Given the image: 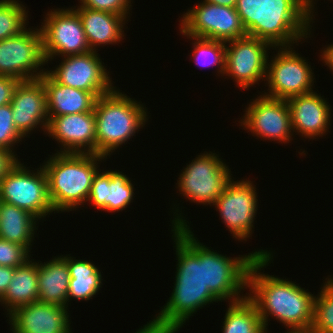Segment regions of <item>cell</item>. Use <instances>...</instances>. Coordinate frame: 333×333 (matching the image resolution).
Here are the masks:
<instances>
[{
	"instance_id": "6da1fadb",
	"label": "cell",
	"mask_w": 333,
	"mask_h": 333,
	"mask_svg": "<svg viewBox=\"0 0 333 333\" xmlns=\"http://www.w3.org/2000/svg\"><path fill=\"white\" fill-rule=\"evenodd\" d=\"M273 258L257 257L251 263L247 276L250 292L245 294L256 306L266 331L269 317H274L288 332H309L313 323L315 295L288 278L261 272L273 263Z\"/></svg>"
},
{
	"instance_id": "7a4b0ae2",
	"label": "cell",
	"mask_w": 333,
	"mask_h": 333,
	"mask_svg": "<svg viewBox=\"0 0 333 333\" xmlns=\"http://www.w3.org/2000/svg\"><path fill=\"white\" fill-rule=\"evenodd\" d=\"M171 232L177 260L171 296L161 311L135 333H177L198 310L219 301L205 286V261Z\"/></svg>"
},
{
	"instance_id": "3957f363",
	"label": "cell",
	"mask_w": 333,
	"mask_h": 333,
	"mask_svg": "<svg viewBox=\"0 0 333 333\" xmlns=\"http://www.w3.org/2000/svg\"><path fill=\"white\" fill-rule=\"evenodd\" d=\"M235 9L247 35L273 47L295 48L294 44L312 37L315 21L303 0H237Z\"/></svg>"
},
{
	"instance_id": "277c9868",
	"label": "cell",
	"mask_w": 333,
	"mask_h": 333,
	"mask_svg": "<svg viewBox=\"0 0 333 333\" xmlns=\"http://www.w3.org/2000/svg\"><path fill=\"white\" fill-rule=\"evenodd\" d=\"M176 205L172 207V229L203 261H205V286L221 301L229 303L238 302L247 297L243 295L247 289V276L251 263L257 257L273 256V251L255 249L248 255L228 257L220 254L201 243L191 231L189 222L182 215V208ZM177 207V208H176ZM181 211H180V210ZM181 212V213H180ZM179 213V214H178ZM175 214V215H174ZM189 225V226H188ZM195 236V237H194ZM243 290V291H242ZM242 293V294H241ZM241 294V295H240Z\"/></svg>"
},
{
	"instance_id": "5b68a950",
	"label": "cell",
	"mask_w": 333,
	"mask_h": 333,
	"mask_svg": "<svg viewBox=\"0 0 333 333\" xmlns=\"http://www.w3.org/2000/svg\"><path fill=\"white\" fill-rule=\"evenodd\" d=\"M48 156L42 167L47 176L53 213L74 211L86 205L93 178L100 169L99 164L108 158L81 153H55Z\"/></svg>"
},
{
	"instance_id": "8992f818",
	"label": "cell",
	"mask_w": 333,
	"mask_h": 333,
	"mask_svg": "<svg viewBox=\"0 0 333 333\" xmlns=\"http://www.w3.org/2000/svg\"><path fill=\"white\" fill-rule=\"evenodd\" d=\"M116 88L98 97L94 107L96 154L106 158L136 136L149 119L145 104Z\"/></svg>"
},
{
	"instance_id": "52a82bcc",
	"label": "cell",
	"mask_w": 333,
	"mask_h": 333,
	"mask_svg": "<svg viewBox=\"0 0 333 333\" xmlns=\"http://www.w3.org/2000/svg\"><path fill=\"white\" fill-rule=\"evenodd\" d=\"M215 151L200 153L183 167L175 186L191 203L213 206L232 179L229 166Z\"/></svg>"
},
{
	"instance_id": "ba28073f",
	"label": "cell",
	"mask_w": 333,
	"mask_h": 333,
	"mask_svg": "<svg viewBox=\"0 0 333 333\" xmlns=\"http://www.w3.org/2000/svg\"><path fill=\"white\" fill-rule=\"evenodd\" d=\"M18 160L0 180V201L29 211L42 221L54 211L44 168L31 170ZM37 170V171H36Z\"/></svg>"
},
{
	"instance_id": "9c48e42d",
	"label": "cell",
	"mask_w": 333,
	"mask_h": 333,
	"mask_svg": "<svg viewBox=\"0 0 333 333\" xmlns=\"http://www.w3.org/2000/svg\"><path fill=\"white\" fill-rule=\"evenodd\" d=\"M278 50L271 60L268 58L265 87L262 95L270 98L285 99L313 92L314 68L292 46L274 47ZM309 63V64H308ZM313 69V70H312ZM267 84V85H266ZM268 91V92H267Z\"/></svg>"
},
{
	"instance_id": "30bf717a",
	"label": "cell",
	"mask_w": 333,
	"mask_h": 333,
	"mask_svg": "<svg viewBox=\"0 0 333 333\" xmlns=\"http://www.w3.org/2000/svg\"><path fill=\"white\" fill-rule=\"evenodd\" d=\"M46 64L39 27H28L19 35L0 41V76L19 81L37 79L45 73Z\"/></svg>"
},
{
	"instance_id": "8fae6325",
	"label": "cell",
	"mask_w": 333,
	"mask_h": 333,
	"mask_svg": "<svg viewBox=\"0 0 333 333\" xmlns=\"http://www.w3.org/2000/svg\"><path fill=\"white\" fill-rule=\"evenodd\" d=\"M181 16L179 28L192 37L227 42L247 36L235 7L201 1Z\"/></svg>"
},
{
	"instance_id": "7c38bea8",
	"label": "cell",
	"mask_w": 333,
	"mask_h": 333,
	"mask_svg": "<svg viewBox=\"0 0 333 333\" xmlns=\"http://www.w3.org/2000/svg\"><path fill=\"white\" fill-rule=\"evenodd\" d=\"M45 14L39 28L47 63L56 57L61 59L64 56L91 51L81 19L72 7L52 8Z\"/></svg>"
},
{
	"instance_id": "4fadbf2b",
	"label": "cell",
	"mask_w": 333,
	"mask_h": 333,
	"mask_svg": "<svg viewBox=\"0 0 333 333\" xmlns=\"http://www.w3.org/2000/svg\"><path fill=\"white\" fill-rule=\"evenodd\" d=\"M248 179H231L213 204L222 222L238 241H247L254 232L258 210L256 185Z\"/></svg>"
},
{
	"instance_id": "5bb4252c",
	"label": "cell",
	"mask_w": 333,
	"mask_h": 333,
	"mask_svg": "<svg viewBox=\"0 0 333 333\" xmlns=\"http://www.w3.org/2000/svg\"><path fill=\"white\" fill-rule=\"evenodd\" d=\"M224 76L233 79L236 87L249 90L264 81L267 72L269 51L274 47L268 42L251 36L225 42Z\"/></svg>"
},
{
	"instance_id": "9a60e30c",
	"label": "cell",
	"mask_w": 333,
	"mask_h": 333,
	"mask_svg": "<svg viewBox=\"0 0 333 333\" xmlns=\"http://www.w3.org/2000/svg\"><path fill=\"white\" fill-rule=\"evenodd\" d=\"M251 100L245 107L243 118L238 122L239 126L263 141L291 143L295 133L292 129L287 100L270 98L262 94Z\"/></svg>"
},
{
	"instance_id": "2e32d148",
	"label": "cell",
	"mask_w": 333,
	"mask_h": 333,
	"mask_svg": "<svg viewBox=\"0 0 333 333\" xmlns=\"http://www.w3.org/2000/svg\"><path fill=\"white\" fill-rule=\"evenodd\" d=\"M99 56L96 51L64 56L59 65L53 67V70L46 68V72L57 83L95 93L100 97L116 86Z\"/></svg>"
},
{
	"instance_id": "e0dca14e",
	"label": "cell",
	"mask_w": 333,
	"mask_h": 333,
	"mask_svg": "<svg viewBox=\"0 0 333 333\" xmlns=\"http://www.w3.org/2000/svg\"><path fill=\"white\" fill-rule=\"evenodd\" d=\"M45 134L60 143L56 153L96 154L94 111L49 117Z\"/></svg>"
},
{
	"instance_id": "ac0fdd59",
	"label": "cell",
	"mask_w": 333,
	"mask_h": 333,
	"mask_svg": "<svg viewBox=\"0 0 333 333\" xmlns=\"http://www.w3.org/2000/svg\"><path fill=\"white\" fill-rule=\"evenodd\" d=\"M10 105L13 122L25 138L39 127L46 133L49 116L46 89L41 78L19 81Z\"/></svg>"
},
{
	"instance_id": "d6986e66",
	"label": "cell",
	"mask_w": 333,
	"mask_h": 333,
	"mask_svg": "<svg viewBox=\"0 0 333 333\" xmlns=\"http://www.w3.org/2000/svg\"><path fill=\"white\" fill-rule=\"evenodd\" d=\"M68 307L34 302L20 306L7 318L11 333H73Z\"/></svg>"
},
{
	"instance_id": "ffe728a7",
	"label": "cell",
	"mask_w": 333,
	"mask_h": 333,
	"mask_svg": "<svg viewBox=\"0 0 333 333\" xmlns=\"http://www.w3.org/2000/svg\"><path fill=\"white\" fill-rule=\"evenodd\" d=\"M323 97L317 91H313L287 99L293 132L299 137L302 136V140L319 139L329 132L333 111L332 106Z\"/></svg>"
},
{
	"instance_id": "44dd1931",
	"label": "cell",
	"mask_w": 333,
	"mask_h": 333,
	"mask_svg": "<svg viewBox=\"0 0 333 333\" xmlns=\"http://www.w3.org/2000/svg\"><path fill=\"white\" fill-rule=\"evenodd\" d=\"M99 169L93 178L87 199L98 211L110 213L125 210L134 200V185L131 178L119 170ZM100 209V210H99Z\"/></svg>"
},
{
	"instance_id": "7402d4cb",
	"label": "cell",
	"mask_w": 333,
	"mask_h": 333,
	"mask_svg": "<svg viewBox=\"0 0 333 333\" xmlns=\"http://www.w3.org/2000/svg\"><path fill=\"white\" fill-rule=\"evenodd\" d=\"M78 13L86 40L91 51L98 52V48L105 45L121 43L125 38L124 30L127 19L105 11L91 10L85 7L72 6ZM125 26V27H124ZM121 41V42H120Z\"/></svg>"
},
{
	"instance_id": "603a6c76",
	"label": "cell",
	"mask_w": 333,
	"mask_h": 333,
	"mask_svg": "<svg viewBox=\"0 0 333 333\" xmlns=\"http://www.w3.org/2000/svg\"><path fill=\"white\" fill-rule=\"evenodd\" d=\"M40 78L46 89L49 117L94 111L98 99L95 93L57 83L46 71Z\"/></svg>"
},
{
	"instance_id": "cb8c5ba5",
	"label": "cell",
	"mask_w": 333,
	"mask_h": 333,
	"mask_svg": "<svg viewBox=\"0 0 333 333\" xmlns=\"http://www.w3.org/2000/svg\"><path fill=\"white\" fill-rule=\"evenodd\" d=\"M40 263V264H39ZM38 301L42 303L68 305L70 274L67 254L58 255L42 263L37 261Z\"/></svg>"
},
{
	"instance_id": "d4e9b609",
	"label": "cell",
	"mask_w": 333,
	"mask_h": 333,
	"mask_svg": "<svg viewBox=\"0 0 333 333\" xmlns=\"http://www.w3.org/2000/svg\"><path fill=\"white\" fill-rule=\"evenodd\" d=\"M39 219L22 208L0 201V238L24 246L30 253ZM38 222V224H37Z\"/></svg>"
},
{
	"instance_id": "484cf974",
	"label": "cell",
	"mask_w": 333,
	"mask_h": 333,
	"mask_svg": "<svg viewBox=\"0 0 333 333\" xmlns=\"http://www.w3.org/2000/svg\"><path fill=\"white\" fill-rule=\"evenodd\" d=\"M37 301V262L30 258L24 264L15 268L9 287L0 299V304L7 310L5 311L7 317L16 308Z\"/></svg>"
},
{
	"instance_id": "4316f807",
	"label": "cell",
	"mask_w": 333,
	"mask_h": 333,
	"mask_svg": "<svg viewBox=\"0 0 333 333\" xmlns=\"http://www.w3.org/2000/svg\"><path fill=\"white\" fill-rule=\"evenodd\" d=\"M67 255V266L70 274L68 285V303L75 300L89 301L100 291L103 279L100 268L84 259Z\"/></svg>"
},
{
	"instance_id": "83f0119b",
	"label": "cell",
	"mask_w": 333,
	"mask_h": 333,
	"mask_svg": "<svg viewBox=\"0 0 333 333\" xmlns=\"http://www.w3.org/2000/svg\"><path fill=\"white\" fill-rule=\"evenodd\" d=\"M222 333H265L256 306L246 297L229 303L222 324Z\"/></svg>"
},
{
	"instance_id": "f1b7e54d",
	"label": "cell",
	"mask_w": 333,
	"mask_h": 333,
	"mask_svg": "<svg viewBox=\"0 0 333 333\" xmlns=\"http://www.w3.org/2000/svg\"><path fill=\"white\" fill-rule=\"evenodd\" d=\"M180 35L185 36L187 39L192 40V54L194 62L197 66L201 68L205 67H217V75L222 76L225 70V42L205 39L199 37H192L186 35L180 28ZM194 40V41H193ZM203 66V67H202Z\"/></svg>"
},
{
	"instance_id": "f546056e",
	"label": "cell",
	"mask_w": 333,
	"mask_h": 333,
	"mask_svg": "<svg viewBox=\"0 0 333 333\" xmlns=\"http://www.w3.org/2000/svg\"><path fill=\"white\" fill-rule=\"evenodd\" d=\"M328 276L314 298L313 323L309 333H333V277Z\"/></svg>"
},
{
	"instance_id": "4dcf8cb0",
	"label": "cell",
	"mask_w": 333,
	"mask_h": 333,
	"mask_svg": "<svg viewBox=\"0 0 333 333\" xmlns=\"http://www.w3.org/2000/svg\"><path fill=\"white\" fill-rule=\"evenodd\" d=\"M19 0H0V41L22 33L28 26V10Z\"/></svg>"
},
{
	"instance_id": "1f68e13d",
	"label": "cell",
	"mask_w": 333,
	"mask_h": 333,
	"mask_svg": "<svg viewBox=\"0 0 333 333\" xmlns=\"http://www.w3.org/2000/svg\"><path fill=\"white\" fill-rule=\"evenodd\" d=\"M25 137L17 130L13 118L11 105L0 106V148L11 152L17 159L15 146Z\"/></svg>"
},
{
	"instance_id": "d6a6232c",
	"label": "cell",
	"mask_w": 333,
	"mask_h": 333,
	"mask_svg": "<svg viewBox=\"0 0 333 333\" xmlns=\"http://www.w3.org/2000/svg\"><path fill=\"white\" fill-rule=\"evenodd\" d=\"M30 257L31 253L24 246L0 238V265L16 268Z\"/></svg>"
},
{
	"instance_id": "836d02e7",
	"label": "cell",
	"mask_w": 333,
	"mask_h": 333,
	"mask_svg": "<svg viewBox=\"0 0 333 333\" xmlns=\"http://www.w3.org/2000/svg\"><path fill=\"white\" fill-rule=\"evenodd\" d=\"M132 1L133 0H80L79 6L91 10L105 11L117 15H122L128 19L131 14V8L133 7L131 5Z\"/></svg>"
},
{
	"instance_id": "e575fe53",
	"label": "cell",
	"mask_w": 333,
	"mask_h": 333,
	"mask_svg": "<svg viewBox=\"0 0 333 333\" xmlns=\"http://www.w3.org/2000/svg\"><path fill=\"white\" fill-rule=\"evenodd\" d=\"M19 80L10 76H0V106L9 104Z\"/></svg>"
},
{
	"instance_id": "d590c367",
	"label": "cell",
	"mask_w": 333,
	"mask_h": 333,
	"mask_svg": "<svg viewBox=\"0 0 333 333\" xmlns=\"http://www.w3.org/2000/svg\"><path fill=\"white\" fill-rule=\"evenodd\" d=\"M18 160L11 152L0 148V180Z\"/></svg>"
},
{
	"instance_id": "8d00e7d4",
	"label": "cell",
	"mask_w": 333,
	"mask_h": 333,
	"mask_svg": "<svg viewBox=\"0 0 333 333\" xmlns=\"http://www.w3.org/2000/svg\"><path fill=\"white\" fill-rule=\"evenodd\" d=\"M15 268L0 265V299L4 296L12 280Z\"/></svg>"
},
{
	"instance_id": "74e56055",
	"label": "cell",
	"mask_w": 333,
	"mask_h": 333,
	"mask_svg": "<svg viewBox=\"0 0 333 333\" xmlns=\"http://www.w3.org/2000/svg\"><path fill=\"white\" fill-rule=\"evenodd\" d=\"M322 49L320 51L321 55L319 56L321 59L319 60L322 61L323 64L325 63L324 66L327 65V68L333 72V43L325 45V48L323 47Z\"/></svg>"
},
{
	"instance_id": "f35d334b",
	"label": "cell",
	"mask_w": 333,
	"mask_h": 333,
	"mask_svg": "<svg viewBox=\"0 0 333 333\" xmlns=\"http://www.w3.org/2000/svg\"><path fill=\"white\" fill-rule=\"evenodd\" d=\"M316 3V0H303L304 9L313 20H316L314 16L316 14L315 9H317L315 8Z\"/></svg>"
},
{
	"instance_id": "ab89813d",
	"label": "cell",
	"mask_w": 333,
	"mask_h": 333,
	"mask_svg": "<svg viewBox=\"0 0 333 333\" xmlns=\"http://www.w3.org/2000/svg\"><path fill=\"white\" fill-rule=\"evenodd\" d=\"M205 2L221 5V6H228V7H235L237 0H203Z\"/></svg>"
},
{
	"instance_id": "60d3db41",
	"label": "cell",
	"mask_w": 333,
	"mask_h": 333,
	"mask_svg": "<svg viewBox=\"0 0 333 333\" xmlns=\"http://www.w3.org/2000/svg\"><path fill=\"white\" fill-rule=\"evenodd\" d=\"M267 332H268V331H266L265 333H267ZM285 333H309V332H288V331L286 332V331H285Z\"/></svg>"
}]
</instances>
